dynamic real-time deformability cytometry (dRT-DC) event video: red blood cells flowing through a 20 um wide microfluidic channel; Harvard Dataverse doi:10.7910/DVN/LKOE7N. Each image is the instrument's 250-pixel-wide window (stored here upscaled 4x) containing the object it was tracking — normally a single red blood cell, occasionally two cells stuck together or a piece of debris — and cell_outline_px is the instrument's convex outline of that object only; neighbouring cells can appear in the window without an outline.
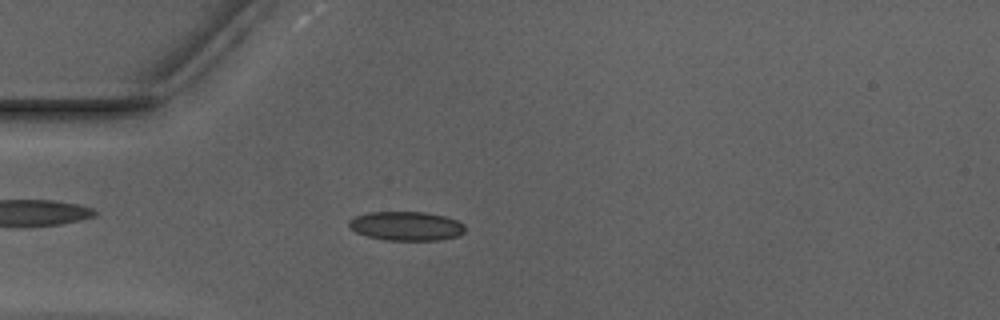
{"species": "Egyptian fruit bat (a non-hibernating species)", "species_latin": "Rousettus aegyptiacus", "temperature_condition": "warm", "stored_images_in_passage": 51, "camera_frame_rate_fps": 3000, "um_per_image_px": 0.085, "animal": {"sex": "male"}, "frame": {"image": 1, "passage_image": 14, "time_ms": 4.333, "image_size_px": [1000, 320], "cell_outline_px": [[464, 232], [460, 236], [440, 240], [384, 240], [368, 236], [356, 232], [348, 224], [348, 220], [356, 216], [368, 212], [428, 212], [444, 216], [456, 220], [464, 224]], "centroid_in_image_um": [34.55, 19.21], "position_along_channel_um": 50.4, "area_um2": 19.71}}
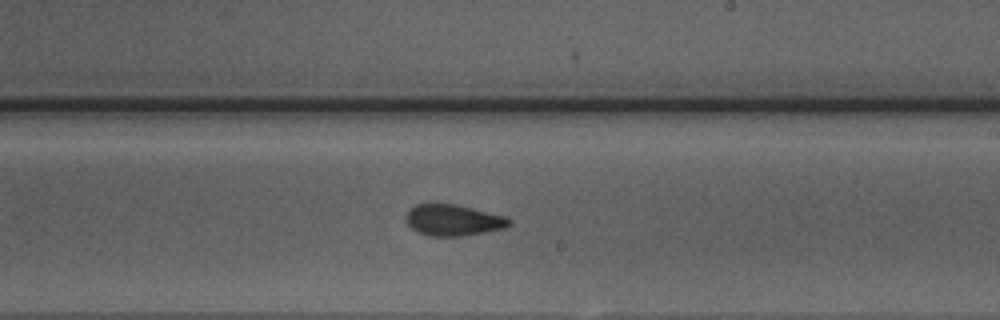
{"frame": {"image": 2, "passage_image": 30, "time_ms": 9.667, "image_size_px": [1000, 320], "cell_outline_px": [[512, 224], [508, 228], [460, 236], [428, 236], [416, 232], [408, 224], [408, 212], [416, 204], [456, 204], [504, 216], [512, 220]], "centroid_in_image_um": [38.57, 18.73], "position_along_channel_um": 250.4, "area_um2": 18.61}}
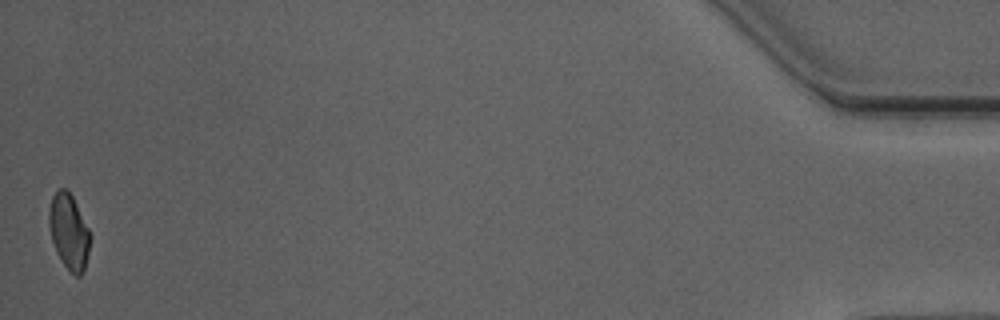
{"frame": {"image": 3, "passage_image": 51, "time_ms": 16.667, "image_size_px": [1000, 320], "cell_outline_px": [[92, 236], [84, 268], [80, 276], [76, 276], [60, 260], [52, 240], [48, 224], [48, 212], [52, 196], [56, 188], [64, 188], [72, 196]], "centroid_in_image_um": [5.84, 19.66], "position_along_channel_um": 429.4, "area_um2": 17.92}, "authors_computed_cell_mechanics": {"area_um2": 18.9006, "velocity_mm_per_s": 3.9602, "shape_relaxation_time_tau1_ms": 7.4959, "shape_relaxation_time_tau2_ms": 1.5906, "deformation_change_tau1": 0.1651, "deformation_change_tau2": 0.0749}}